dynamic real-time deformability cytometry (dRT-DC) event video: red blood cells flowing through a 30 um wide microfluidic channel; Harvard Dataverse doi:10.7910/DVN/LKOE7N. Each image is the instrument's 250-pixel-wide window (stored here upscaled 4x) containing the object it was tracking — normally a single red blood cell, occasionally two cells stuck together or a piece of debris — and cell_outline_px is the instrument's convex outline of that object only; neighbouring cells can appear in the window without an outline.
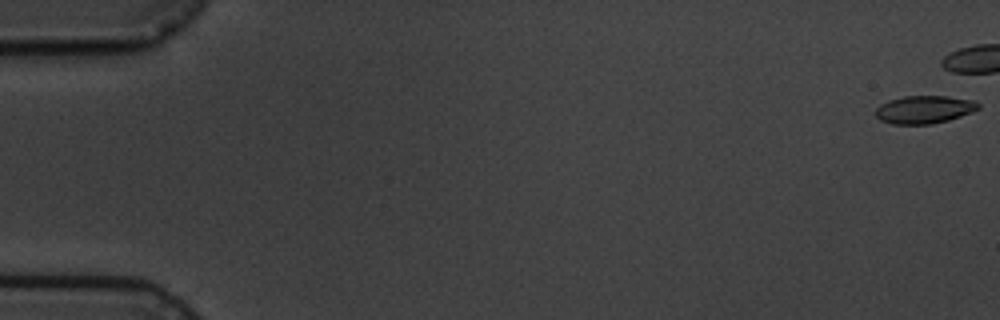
{"species": "common noctule bat (a hibernating species)", "species_latin": "Nyctalus noctula", "temperature_condition": "cold", "stored_images_in_passage": 6, "camera_frame_rate_fps": 3000, "um_per_image_px": 0.085, "animal": {"sex": "male", "body_mass_g": 19.5, "forearm_length_mm": 54.6}, "frame": {"image": 1, "passage_image": 1, "time_ms": 0.0, "image_size_px": [1000, 320], "cell_outline_px": [[980, 108], [972, 112], [948, 120], [928, 124], [892, 124], [880, 120], [876, 116], [876, 108], [880, 104], [888, 100], [904, 96], [948, 96], [976, 100], [980, 104]], "centroid_in_image_um": [78.58, 9.3], "position_along_channel_um": 6.4, "area_um2": 16.76}}